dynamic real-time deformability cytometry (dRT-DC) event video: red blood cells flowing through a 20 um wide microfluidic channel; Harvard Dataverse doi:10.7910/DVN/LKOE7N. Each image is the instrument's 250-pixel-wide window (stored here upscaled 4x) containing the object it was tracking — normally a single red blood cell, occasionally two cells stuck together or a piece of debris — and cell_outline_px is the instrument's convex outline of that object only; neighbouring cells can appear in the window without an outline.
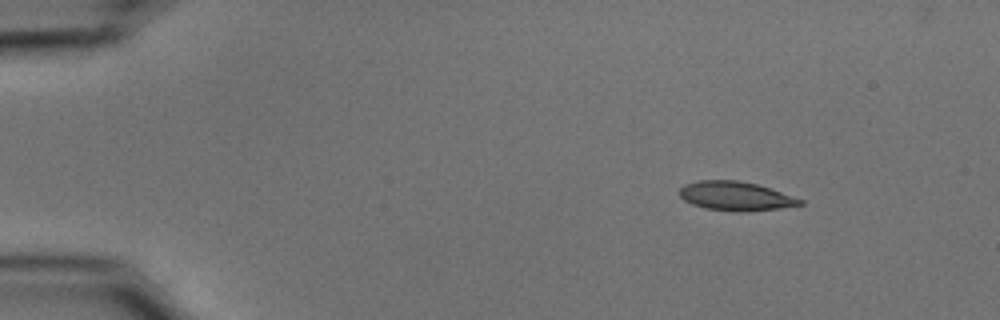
{"species": "common noctule bat (a hibernating species)", "species_latin": "Nyctalus noctula", "temperature_condition": "cold", "stored_images_in_passage": 48, "camera_frame_rate_fps": 3000, "um_per_image_px": 0.085, "animal": {"sex": "male", "body_mass_g": 15.6}, "frame": {"image": 1, "passage_image": 1, "time_ms": 0.0, "image_size_px": [1000, 320], "cell_outline_px": [[804, 204], [780, 208], [744, 212], [740, 212], [704, 208], [692, 204], [684, 200], [676, 192], [684, 184], [700, 180], [736, 180], [756, 184], [804, 200]], "centroid_in_image_um": [62.48, 16.67], "position_along_channel_um": 22.5, "area_um2": 20.35}}
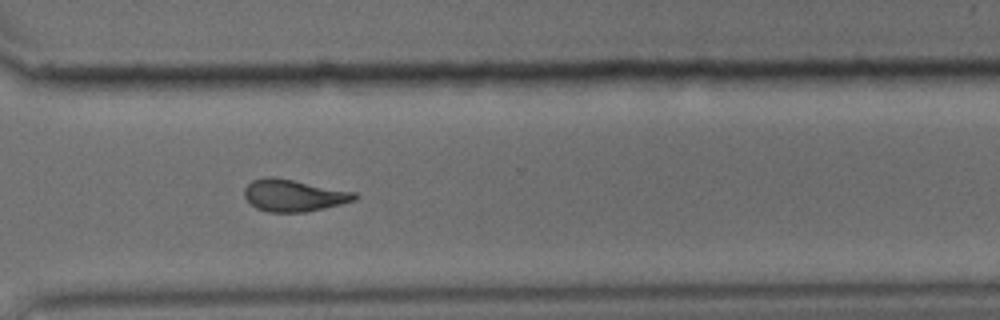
{"frame": {"image": 2, "passage_image": 34, "time_ms": 11.0, "image_size_px": [1000, 320], "cell_outline_px": [[356, 196], [352, 200], [340, 204], [324, 208], [304, 212], [268, 212], [256, 208], [244, 196], [244, 188], [252, 180], [264, 176], [272, 176], [356, 192]], "centroid_in_image_um": [24.9, 16.6], "position_along_channel_um": 345.7, "area_um2": 20.35}}
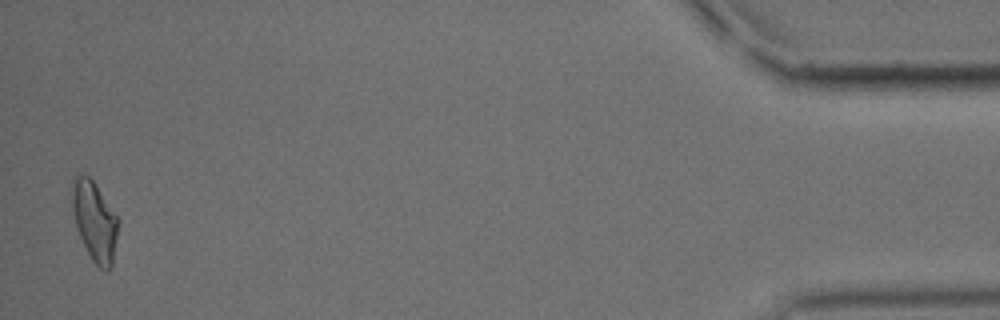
{"frame": {"image": 3, "passage_image": 47, "time_ms": 15.333, "image_size_px": [1000, 320], "cell_outline_px": [[120, 220], [112, 268], [108, 272], [100, 268], [92, 260], [76, 228], [72, 208], [72, 176], [84, 172], [92, 180]], "centroid_in_image_um": [8.05, 18.79], "position_along_channel_um": 427.1, "area_um2": 21.56}, "authors_computed_cell_mechanics": {"area_um2": 20.6057, "velocity_mm_per_s": 3.7393, "shape_relaxation_time_tau1_ms": null, "shape_relaxation_time_tau2_ms": 4.7825, "deformation_change_tau1": null, "deformation_change_tau2": 0.1251}}